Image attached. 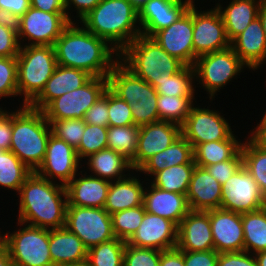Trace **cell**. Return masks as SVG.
I'll return each instance as SVG.
<instances>
[{
    "instance_id": "cell-1",
    "label": "cell",
    "mask_w": 266,
    "mask_h": 266,
    "mask_svg": "<svg viewBox=\"0 0 266 266\" xmlns=\"http://www.w3.org/2000/svg\"><path fill=\"white\" fill-rule=\"evenodd\" d=\"M78 24L71 22L56 40L54 49L57 64L83 70L92 77H108L119 61L120 53L105 39Z\"/></svg>"
},
{
    "instance_id": "cell-2",
    "label": "cell",
    "mask_w": 266,
    "mask_h": 266,
    "mask_svg": "<svg viewBox=\"0 0 266 266\" xmlns=\"http://www.w3.org/2000/svg\"><path fill=\"white\" fill-rule=\"evenodd\" d=\"M18 193L17 221L45 229L65 227L68 202L64 185L33 172Z\"/></svg>"
},
{
    "instance_id": "cell-3",
    "label": "cell",
    "mask_w": 266,
    "mask_h": 266,
    "mask_svg": "<svg viewBox=\"0 0 266 266\" xmlns=\"http://www.w3.org/2000/svg\"><path fill=\"white\" fill-rule=\"evenodd\" d=\"M79 23L119 53L141 34L138 11L129 0H101Z\"/></svg>"
},
{
    "instance_id": "cell-4",
    "label": "cell",
    "mask_w": 266,
    "mask_h": 266,
    "mask_svg": "<svg viewBox=\"0 0 266 266\" xmlns=\"http://www.w3.org/2000/svg\"><path fill=\"white\" fill-rule=\"evenodd\" d=\"M50 123L43 112L30 105L12 110V151L30 170L42 164L51 135Z\"/></svg>"
},
{
    "instance_id": "cell-5",
    "label": "cell",
    "mask_w": 266,
    "mask_h": 266,
    "mask_svg": "<svg viewBox=\"0 0 266 266\" xmlns=\"http://www.w3.org/2000/svg\"><path fill=\"white\" fill-rule=\"evenodd\" d=\"M119 55V60L128 69L154 88L159 82L170 78L184 66L177 58L169 55L155 40L142 34Z\"/></svg>"
},
{
    "instance_id": "cell-6",
    "label": "cell",
    "mask_w": 266,
    "mask_h": 266,
    "mask_svg": "<svg viewBox=\"0 0 266 266\" xmlns=\"http://www.w3.org/2000/svg\"><path fill=\"white\" fill-rule=\"evenodd\" d=\"M54 46H21L17 55L18 96L30 105L44 90L57 67Z\"/></svg>"
},
{
    "instance_id": "cell-7",
    "label": "cell",
    "mask_w": 266,
    "mask_h": 266,
    "mask_svg": "<svg viewBox=\"0 0 266 266\" xmlns=\"http://www.w3.org/2000/svg\"><path fill=\"white\" fill-rule=\"evenodd\" d=\"M20 229L2 234V247L14 266H54L49 251V229L17 221ZM23 227V228H22Z\"/></svg>"
},
{
    "instance_id": "cell-8",
    "label": "cell",
    "mask_w": 266,
    "mask_h": 266,
    "mask_svg": "<svg viewBox=\"0 0 266 266\" xmlns=\"http://www.w3.org/2000/svg\"><path fill=\"white\" fill-rule=\"evenodd\" d=\"M193 68L195 81L199 82L197 85L200 84V88L207 92L211 102L221 88L240 76L245 68L248 69L231 47L198 57Z\"/></svg>"
},
{
    "instance_id": "cell-9",
    "label": "cell",
    "mask_w": 266,
    "mask_h": 266,
    "mask_svg": "<svg viewBox=\"0 0 266 266\" xmlns=\"http://www.w3.org/2000/svg\"><path fill=\"white\" fill-rule=\"evenodd\" d=\"M65 227L78 236L88 250L116 238L111 215L104 208L67 205Z\"/></svg>"
},
{
    "instance_id": "cell-10",
    "label": "cell",
    "mask_w": 266,
    "mask_h": 266,
    "mask_svg": "<svg viewBox=\"0 0 266 266\" xmlns=\"http://www.w3.org/2000/svg\"><path fill=\"white\" fill-rule=\"evenodd\" d=\"M107 88L108 77H92L82 87L52 100L42 112L46 120L84 119L87 110Z\"/></svg>"
},
{
    "instance_id": "cell-11",
    "label": "cell",
    "mask_w": 266,
    "mask_h": 266,
    "mask_svg": "<svg viewBox=\"0 0 266 266\" xmlns=\"http://www.w3.org/2000/svg\"><path fill=\"white\" fill-rule=\"evenodd\" d=\"M70 23L62 12L49 13L30 7L20 17V32L18 33L20 46H54ZM24 40L25 42L28 40V44L24 43Z\"/></svg>"
},
{
    "instance_id": "cell-12",
    "label": "cell",
    "mask_w": 266,
    "mask_h": 266,
    "mask_svg": "<svg viewBox=\"0 0 266 266\" xmlns=\"http://www.w3.org/2000/svg\"><path fill=\"white\" fill-rule=\"evenodd\" d=\"M209 108L193 106L181 125V135L190 142L193 149L198 144L226 140L233 135L231 124L224 115Z\"/></svg>"
},
{
    "instance_id": "cell-13",
    "label": "cell",
    "mask_w": 266,
    "mask_h": 266,
    "mask_svg": "<svg viewBox=\"0 0 266 266\" xmlns=\"http://www.w3.org/2000/svg\"><path fill=\"white\" fill-rule=\"evenodd\" d=\"M265 206L266 198L244 166L222 184L220 209L243 214Z\"/></svg>"
},
{
    "instance_id": "cell-14",
    "label": "cell",
    "mask_w": 266,
    "mask_h": 266,
    "mask_svg": "<svg viewBox=\"0 0 266 266\" xmlns=\"http://www.w3.org/2000/svg\"><path fill=\"white\" fill-rule=\"evenodd\" d=\"M197 9L193 6L194 63L202 55L230 47L223 20L215 6L207 11Z\"/></svg>"
},
{
    "instance_id": "cell-15",
    "label": "cell",
    "mask_w": 266,
    "mask_h": 266,
    "mask_svg": "<svg viewBox=\"0 0 266 266\" xmlns=\"http://www.w3.org/2000/svg\"><path fill=\"white\" fill-rule=\"evenodd\" d=\"M81 164L83 163L79 160L76 149L51 133L44 160L35 173L66 186L79 173L78 169H84Z\"/></svg>"
},
{
    "instance_id": "cell-16",
    "label": "cell",
    "mask_w": 266,
    "mask_h": 266,
    "mask_svg": "<svg viewBox=\"0 0 266 266\" xmlns=\"http://www.w3.org/2000/svg\"><path fill=\"white\" fill-rule=\"evenodd\" d=\"M151 38L169 55L174 56L184 65L193 67V6H189L174 23L155 32Z\"/></svg>"
},
{
    "instance_id": "cell-17",
    "label": "cell",
    "mask_w": 266,
    "mask_h": 266,
    "mask_svg": "<svg viewBox=\"0 0 266 266\" xmlns=\"http://www.w3.org/2000/svg\"><path fill=\"white\" fill-rule=\"evenodd\" d=\"M181 136V126L168 121H157L139 127L137 151L130 162L136 171L147 159L165 150Z\"/></svg>"
},
{
    "instance_id": "cell-18",
    "label": "cell",
    "mask_w": 266,
    "mask_h": 266,
    "mask_svg": "<svg viewBox=\"0 0 266 266\" xmlns=\"http://www.w3.org/2000/svg\"><path fill=\"white\" fill-rule=\"evenodd\" d=\"M178 226L167 218L145 212L143 221L126 242L129 245L156 250H167L177 245Z\"/></svg>"
},
{
    "instance_id": "cell-19",
    "label": "cell",
    "mask_w": 266,
    "mask_h": 266,
    "mask_svg": "<svg viewBox=\"0 0 266 266\" xmlns=\"http://www.w3.org/2000/svg\"><path fill=\"white\" fill-rule=\"evenodd\" d=\"M196 0H148L138 12L141 34L151 37L155 32L169 27Z\"/></svg>"
},
{
    "instance_id": "cell-20",
    "label": "cell",
    "mask_w": 266,
    "mask_h": 266,
    "mask_svg": "<svg viewBox=\"0 0 266 266\" xmlns=\"http://www.w3.org/2000/svg\"><path fill=\"white\" fill-rule=\"evenodd\" d=\"M214 250L222 252L244 251L242 214L224 209L209 210Z\"/></svg>"
},
{
    "instance_id": "cell-21",
    "label": "cell",
    "mask_w": 266,
    "mask_h": 266,
    "mask_svg": "<svg viewBox=\"0 0 266 266\" xmlns=\"http://www.w3.org/2000/svg\"><path fill=\"white\" fill-rule=\"evenodd\" d=\"M176 247L181 251L214 249L209 210L187 213L178 225Z\"/></svg>"
},
{
    "instance_id": "cell-22",
    "label": "cell",
    "mask_w": 266,
    "mask_h": 266,
    "mask_svg": "<svg viewBox=\"0 0 266 266\" xmlns=\"http://www.w3.org/2000/svg\"><path fill=\"white\" fill-rule=\"evenodd\" d=\"M87 174L88 173L85 170L80 171L65 186L67 192V205L104 208L110 182Z\"/></svg>"
},
{
    "instance_id": "cell-23",
    "label": "cell",
    "mask_w": 266,
    "mask_h": 266,
    "mask_svg": "<svg viewBox=\"0 0 266 266\" xmlns=\"http://www.w3.org/2000/svg\"><path fill=\"white\" fill-rule=\"evenodd\" d=\"M221 196L222 185L205 168L196 165L186 194L189 209L192 211L219 209Z\"/></svg>"
},
{
    "instance_id": "cell-24",
    "label": "cell",
    "mask_w": 266,
    "mask_h": 266,
    "mask_svg": "<svg viewBox=\"0 0 266 266\" xmlns=\"http://www.w3.org/2000/svg\"><path fill=\"white\" fill-rule=\"evenodd\" d=\"M230 47L249 70L266 65V39L259 17L230 43Z\"/></svg>"
},
{
    "instance_id": "cell-25",
    "label": "cell",
    "mask_w": 266,
    "mask_h": 266,
    "mask_svg": "<svg viewBox=\"0 0 266 266\" xmlns=\"http://www.w3.org/2000/svg\"><path fill=\"white\" fill-rule=\"evenodd\" d=\"M145 186L143 206L151 214L167 218L177 226L190 211L186 195L162 190L151 183Z\"/></svg>"
},
{
    "instance_id": "cell-26",
    "label": "cell",
    "mask_w": 266,
    "mask_h": 266,
    "mask_svg": "<svg viewBox=\"0 0 266 266\" xmlns=\"http://www.w3.org/2000/svg\"><path fill=\"white\" fill-rule=\"evenodd\" d=\"M91 78L92 76L83 70L57 65L44 90L30 106L42 111L52 100L82 87Z\"/></svg>"
},
{
    "instance_id": "cell-27",
    "label": "cell",
    "mask_w": 266,
    "mask_h": 266,
    "mask_svg": "<svg viewBox=\"0 0 266 266\" xmlns=\"http://www.w3.org/2000/svg\"><path fill=\"white\" fill-rule=\"evenodd\" d=\"M49 251L54 266L87 260L88 249L80 238L66 227L49 229Z\"/></svg>"
},
{
    "instance_id": "cell-28",
    "label": "cell",
    "mask_w": 266,
    "mask_h": 266,
    "mask_svg": "<svg viewBox=\"0 0 266 266\" xmlns=\"http://www.w3.org/2000/svg\"><path fill=\"white\" fill-rule=\"evenodd\" d=\"M133 172L134 171H132V175L129 174L126 178L110 182L104 205V209L110 215L143 205L145 191L143 183L145 181L139 180V176H136Z\"/></svg>"
},
{
    "instance_id": "cell-29",
    "label": "cell",
    "mask_w": 266,
    "mask_h": 266,
    "mask_svg": "<svg viewBox=\"0 0 266 266\" xmlns=\"http://www.w3.org/2000/svg\"><path fill=\"white\" fill-rule=\"evenodd\" d=\"M260 2L261 0H231L226 7L220 3L215 4L230 43L258 17Z\"/></svg>"
},
{
    "instance_id": "cell-30",
    "label": "cell",
    "mask_w": 266,
    "mask_h": 266,
    "mask_svg": "<svg viewBox=\"0 0 266 266\" xmlns=\"http://www.w3.org/2000/svg\"><path fill=\"white\" fill-rule=\"evenodd\" d=\"M180 164H195L193 147L190 142L182 135L177 138L165 150L147 159L137 170L136 173H145L151 178L166 167Z\"/></svg>"
},
{
    "instance_id": "cell-31",
    "label": "cell",
    "mask_w": 266,
    "mask_h": 266,
    "mask_svg": "<svg viewBox=\"0 0 266 266\" xmlns=\"http://www.w3.org/2000/svg\"><path fill=\"white\" fill-rule=\"evenodd\" d=\"M90 175L114 182L126 178L133 171L130 161L112 149H103L85 158ZM87 162V163H86ZM128 172L127 174H125Z\"/></svg>"
},
{
    "instance_id": "cell-32",
    "label": "cell",
    "mask_w": 266,
    "mask_h": 266,
    "mask_svg": "<svg viewBox=\"0 0 266 266\" xmlns=\"http://www.w3.org/2000/svg\"><path fill=\"white\" fill-rule=\"evenodd\" d=\"M108 87L128 104L137 103L144 95V80L136 76L120 60L108 74Z\"/></svg>"
},
{
    "instance_id": "cell-33",
    "label": "cell",
    "mask_w": 266,
    "mask_h": 266,
    "mask_svg": "<svg viewBox=\"0 0 266 266\" xmlns=\"http://www.w3.org/2000/svg\"><path fill=\"white\" fill-rule=\"evenodd\" d=\"M241 141L233 134L226 140L198 144L193 149L194 163L204 168L205 166L232 159L241 150L243 143Z\"/></svg>"
},
{
    "instance_id": "cell-34",
    "label": "cell",
    "mask_w": 266,
    "mask_h": 266,
    "mask_svg": "<svg viewBox=\"0 0 266 266\" xmlns=\"http://www.w3.org/2000/svg\"><path fill=\"white\" fill-rule=\"evenodd\" d=\"M244 251L253 255L266 251V206L254 212L242 214Z\"/></svg>"
},
{
    "instance_id": "cell-35",
    "label": "cell",
    "mask_w": 266,
    "mask_h": 266,
    "mask_svg": "<svg viewBox=\"0 0 266 266\" xmlns=\"http://www.w3.org/2000/svg\"><path fill=\"white\" fill-rule=\"evenodd\" d=\"M196 164H180L172 167H166L157 172L151 179L146 178L153 186L162 190L176 192L186 195L189 183Z\"/></svg>"
},
{
    "instance_id": "cell-36",
    "label": "cell",
    "mask_w": 266,
    "mask_h": 266,
    "mask_svg": "<svg viewBox=\"0 0 266 266\" xmlns=\"http://www.w3.org/2000/svg\"><path fill=\"white\" fill-rule=\"evenodd\" d=\"M33 173L12 151L0 149V187L18 194L25 180Z\"/></svg>"
},
{
    "instance_id": "cell-37",
    "label": "cell",
    "mask_w": 266,
    "mask_h": 266,
    "mask_svg": "<svg viewBox=\"0 0 266 266\" xmlns=\"http://www.w3.org/2000/svg\"><path fill=\"white\" fill-rule=\"evenodd\" d=\"M244 142L241 146L243 166L258 184L261 193L266 198V149L255 145L247 137Z\"/></svg>"
},
{
    "instance_id": "cell-38",
    "label": "cell",
    "mask_w": 266,
    "mask_h": 266,
    "mask_svg": "<svg viewBox=\"0 0 266 266\" xmlns=\"http://www.w3.org/2000/svg\"><path fill=\"white\" fill-rule=\"evenodd\" d=\"M195 96H168L158 94L157 109L159 121H168L182 125L192 107Z\"/></svg>"
},
{
    "instance_id": "cell-39",
    "label": "cell",
    "mask_w": 266,
    "mask_h": 266,
    "mask_svg": "<svg viewBox=\"0 0 266 266\" xmlns=\"http://www.w3.org/2000/svg\"><path fill=\"white\" fill-rule=\"evenodd\" d=\"M139 126H108L107 148L123 155L130 162L137 151Z\"/></svg>"
},
{
    "instance_id": "cell-40",
    "label": "cell",
    "mask_w": 266,
    "mask_h": 266,
    "mask_svg": "<svg viewBox=\"0 0 266 266\" xmlns=\"http://www.w3.org/2000/svg\"><path fill=\"white\" fill-rule=\"evenodd\" d=\"M126 241L114 238L98 244L87 252L90 266H123Z\"/></svg>"
},
{
    "instance_id": "cell-41",
    "label": "cell",
    "mask_w": 266,
    "mask_h": 266,
    "mask_svg": "<svg viewBox=\"0 0 266 266\" xmlns=\"http://www.w3.org/2000/svg\"><path fill=\"white\" fill-rule=\"evenodd\" d=\"M195 71L192 66L184 65L178 72L172 74L155 87L158 94L168 96H195Z\"/></svg>"
},
{
    "instance_id": "cell-42",
    "label": "cell",
    "mask_w": 266,
    "mask_h": 266,
    "mask_svg": "<svg viewBox=\"0 0 266 266\" xmlns=\"http://www.w3.org/2000/svg\"><path fill=\"white\" fill-rule=\"evenodd\" d=\"M158 93L155 88L144 81V95L135 104H129L134 125L143 126L159 121L157 109Z\"/></svg>"
},
{
    "instance_id": "cell-43",
    "label": "cell",
    "mask_w": 266,
    "mask_h": 266,
    "mask_svg": "<svg viewBox=\"0 0 266 266\" xmlns=\"http://www.w3.org/2000/svg\"><path fill=\"white\" fill-rule=\"evenodd\" d=\"M145 212L144 206L141 205L111 214L115 237L127 242L141 225Z\"/></svg>"
},
{
    "instance_id": "cell-44",
    "label": "cell",
    "mask_w": 266,
    "mask_h": 266,
    "mask_svg": "<svg viewBox=\"0 0 266 266\" xmlns=\"http://www.w3.org/2000/svg\"><path fill=\"white\" fill-rule=\"evenodd\" d=\"M107 129L108 127L86 124L81 142L76 148L80 161L107 148Z\"/></svg>"
},
{
    "instance_id": "cell-45",
    "label": "cell",
    "mask_w": 266,
    "mask_h": 266,
    "mask_svg": "<svg viewBox=\"0 0 266 266\" xmlns=\"http://www.w3.org/2000/svg\"><path fill=\"white\" fill-rule=\"evenodd\" d=\"M50 123L52 134L75 149L79 146L86 123L83 119L47 120Z\"/></svg>"
},
{
    "instance_id": "cell-46",
    "label": "cell",
    "mask_w": 266,
    "mask_h": 266,
    "mask_svg": "<svg viewBox=\"0 0 266 266\" xmlns=\"http://www.w3.org/2000/svg\"><path fill=\"white\" fill-rule=\"evenodd\" d=\"M17 96V57H0V99Z\"/></svg>"
},
{
    "instance_id": "cell-47",
    "label": "cell",
    "mask_w": 266,
    "mask_h": 266,
    "mask_svg": "<svg viewBox=\"0 0 266 266\" xmlns=\"http://www.w3.org/2000/svg\"><path fill=\"white\" fill-rule=\"evenodd\" d=\"M130 105L108 87V126L133 125Z\"/></svg>"
},
{
    "instance_id": "cell-48",
    "label": "cell",
    "mask_w": 266,
    "mask_h": 266,
    "mask_svg": "<svg viewBox=\"0 0 266 266\" xmlns=\"http://www.w3.org/2000/svg\"><path fill=\"white\" fill-rule=\"evenodd\" d=\"M161 250L126 243L123 266H159Z\"/></svg>"
},
{
    "instance_id": "cell-49",
    "label": "cell",
    "mask_w": 266,
    "mask_h": 266,
    "mask_svg": "<svg viewBox=\"0 0 266 266\" xmlns=\"http://www.w3.org/2000/svg\"><path fill=\"white\" fill-rule=\"evenodd\" d=\"M243 166L241 150L232 158L204 168L222 185Z\"/></svg>"
},
{
    "instance_id": "cell-50",
    "label": "cell",
    "mask_w": 266,
    "mask_h": 266,
    "mask_svg": "<svg viewBox=\"0 0 266 266\" xmlns=\"http://www.w3.org/2000/svg\"><path fill=\"white\" fill-rule=\"evenodd\" d=\"M83 120L86 124L108 127V88L105 93L87 110Z\"/></svg>"
},
{
    "instance_id": "cell-51",
    "label": "cell",
    "mask_w": 266,
    "mask_h": 266,
    "mask_svg": "<svg viewBox=\"0 0 266 266\" xmlns=\"http://www.w3.org/2000/svg\"><path fill=\"white\" fill-rule=\"evenodd\" d=\"M217 266H258L255 256L247 251L219 253Z\"/></svg>"
},
{
    "instance_id": "cell-52",
    "label": "cell",
    "mask_w": 266,
    "mask_h": 266,
    "mask_svg": "<svg viewBox=\"0 0 266 266\" xmlns=\"http://www.w3.org/2000/svg\"><path fill=\"white\" fill-rule=\"evenodd\" d=\"M20 47L18 34L0 25V57H17Z\"/></svg>"
},
{
    "instance_id": "cell-53",
    "label": "cell",
    "mask_w": 266,
    "mask_h": 266,
    "mask_svg": "<svg viewBox=\"0 0 266 266\" xmlns=\"http://www.w3.org/2000/svg\"><path fill=\"white\" fill-rule=\"evenodd\" d=\"M219 253L208 251H183L185 266H217Z\"/></svg>"
},
{
    "instance_id": "cell-54",
    "label": "cell",
    "mask_w": 266,
    "mask_h": 266,
    "mask_svg": "<svg viewBox=\"0 0 266 266\" xmlns=\"http://www.w3.org/2000/svg\"><path fill=\"white\" fill-rule=\"evenodd\" d=\"M12 139V112L0 108V149L10 150Z\"/></svg>"
},
{
    "instance_id": "cell-55",
    "label": "cell",
    "mask_w": 266,
    "mask_h": 266,
    "mask_svg": "<svg viewBox=\"0 0 266 266\" xmlns=\"http://www.w3.org/2000/svg\"><path fill=\"white\" fill-rule=\"evenodd\" d=\"M100 1L101 0H65L67 18L69 19L70 22H77V21L80 22L88 13H90L94 9V7ZM73 7L75 9L73 11H76L78 15V16L76 15L75 17L79 18V20L76 19L75 21L74 19H72L73 17L71 16V13L69 11H71Z\"/></svg>"
},
{
    "instance_id": "cell-56",
    "label": "cell",
    "mask_w": 266,
    "mask_h": 266,
    "mask_svg": "<svg viewBox=\"0 0 266 266\" xmlns=\"http://www.w3.org/2000/svg\"><path fill=\"white\" fill-rule=\"evenodd\" d=\"M31 7L44 12H62L67 17L65 0H30Z\"/></svg>"
},
{
    "instance_id": "cell-57",
    "label": "cell",
    "mask_w": 266,
    "mask_h": 266,
    "mask_svg": "<svg viewBox=\"0 0 266 266\" xmlns=\"http://www.w3.org/2000/svg\"><path fill=\"white\" fill-rule=\"evenodd\" d=\"M159 266H185L183 251L177 247L163 250L160 255Z\"/></svg>"
},
{
    "instance_id": "cell-58",
    "label": "cell",
    "mask_w": 266,
    "mask_h": 266,
    "mask_svg": "<svg viewBox=\"0 0 266 266\" xmlns=\"http://www.w3.org/2000/svg\"><path fill=\"white\" fill-rule=\"evenodd\" d=\"M31 7L30 0H0V9L21 17Z\"/></svg>"
},
{
    "instance_id": "cell-59",
    "label": "cell",
    "mask_w": 266,
    "mask_h": 266,
    "mask_svg": "<svg viewBox=\"0 0 266 266\" xmlns=\"http://www.w3.org/2000/svg\"><path fill=\"white\" fill-rule=\"evenodd\" d=\"M253 130H250L248 137L255 145L260 148L266 149V115L261 118L257 126H253Z\"/></svg>"
},
{
    "instance_id": "cell-60",
    "label": "cell",
    "mask_w": 266,
    "mask_h": 266,
    "mask_svg": "<svg viewBox=\"0 0 266 266\" xmlns=\"http://www.w3.org/2000/svg\"><path fill=\"white\" fill-rule=\"evenodd\" d=\"M0 25L18 34L20 32V17L9 11L0 9Z\"/></svg>"
},
{
    "instance_id": "cell-61",
    "label": "cell",
    "mask_w": 266,
    "mask_h": 266,
    "mask_svg": "<svg viewBox=\"0 0 266 266\" xmlns=\"http://www.w3.org/2000/svg\"><path fill=\"white\" fill-rule=\"evenodd\" d=\"M258 17L262 23L265 39H266V0H261L259 11H258Z\"/></svg>"
},
{
    "instance_id": "cell-62",
    "label": "cell",
    "mask_w": 266,
    "mask_h": 266,
    "mask_svg": "<svg viewBox=\"0 0 266 266\" xmlns=\"http://www.w3.org/2000/svg\"><path fill=\"white\" fill-rule=\"evenodd\" d=\"M0 266H14L9 253L2 246L0 247Z\"/></svg>"
},
{
    "instance_id": "cell-63",
    "label": "cell",
    "mask_w": 266,
    "mask_h": 266,
    "mask_svg": "<svg viewBox=\"0 0 266 266\" xmlns=\"http://www.w3.org/2000/svg\"><path fill=\"white\" fill-rule=\"evenodd\" d=\"M258 266H266V251L258 252L255 255Z\"/></svg>"
},
{
    "instance_id": "cell-64",
    "label": "cell",
    "mask_w": 266,
    "mask_h": 266,
    "mask_svg": "<svg viewBox=\"0 0 266 266\" xmlns=\"http://www.w3.org/2000/svg\"><path fill=\"white\" fill-rule=\"evenodd\" d=\"M132 6L139 12L148 0H129Z\"/></svg>"
},
{
    "instance_id": "cell-65",
    "label": "cell",
    "mask_w": 266,
    "mask_h": 266,
    "mask_svg": "<svg viewBox=\"0 0 266 266\" xmlns=\"http://www.w3.org/2000/svg\"><path fill=\"white\" fill-rule=\"evenodd\" d=\"M62 266H90L87 261L81 262V263H76V264H66Z\"/></svg>"
},
{
    "instance_id": "cell-66",
    "label": "cell",
    "mask_w": 266,
    "mask_h": 266,
    "mask_svg": "<svg viewBox=\"0 0 266 266\" xmlns=\"http://www.w3.org/2000/svg\"><path fill=\"white\" fill-rule=\"evenodd\" d=\"M1 233H4V232H1V229H0V247L2 246V234Z\"/></svg>"
}]
</instances>
